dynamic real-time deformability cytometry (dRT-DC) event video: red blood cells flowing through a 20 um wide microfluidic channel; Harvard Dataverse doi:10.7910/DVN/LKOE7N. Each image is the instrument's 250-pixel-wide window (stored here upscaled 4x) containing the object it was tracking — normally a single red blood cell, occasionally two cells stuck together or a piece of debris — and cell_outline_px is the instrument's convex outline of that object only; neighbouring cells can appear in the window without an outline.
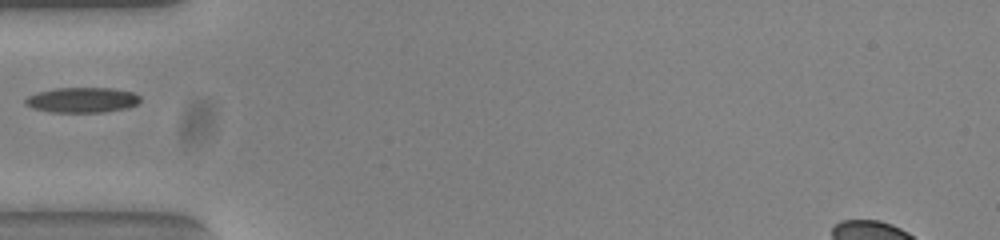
{"species": "common noctule bat (a hibernating species)", "species_latin": "Nyctalus noctula", "temperature_condition": "warm", "stored_images_in_passage": 36, "camera_frame_rate_fps": 3000, "um_per_image_px": 0.085, "animal": {"sex": "female", "body_mass_g": 23.0, "forearm_length_mm": 53.4}, "frame": {"image": 1, "passage_image": 1, "time_ms": 0.0, "image_size_px": [1000, 240], "cell_outline_px": [[140, 100], [136, 104], [128, 108], [104, 112], [52, 112], [32, 108], [24, 104], [24, 100], [28, 96], [36, 92], [56, 88], [112, 88], [132, 92], [140, 96]], "centroid_in_image_um": [6.96, 8.5], "position_along_channel_um": 78.0, "area_um2": 16.94}}
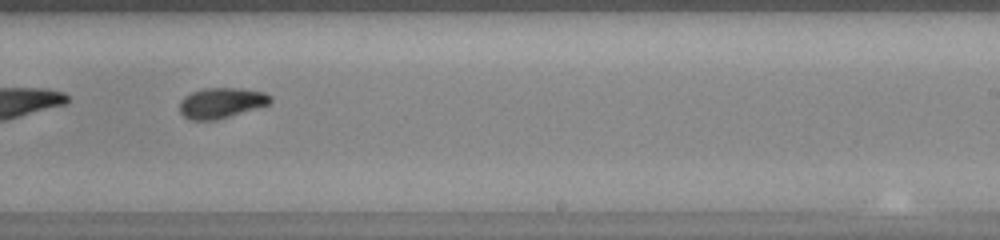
{"frame": {"image": 2, "passage_image": 16, "time_ms": 5.0, "image_size_px": [1000, 240], "cell_outline_px": [[272, 100], [268, 104], [256, 108], [216, 120], [188, 120], [180, 112], [180, 100], [184, 96], [192, 92], [204, 88], [240, 88], [264, 92], [272, 96]], "centroid_in_image_um": [18.79, 8.74], "position_along_channel_um": 270.2, "area_um2": 16.07}}
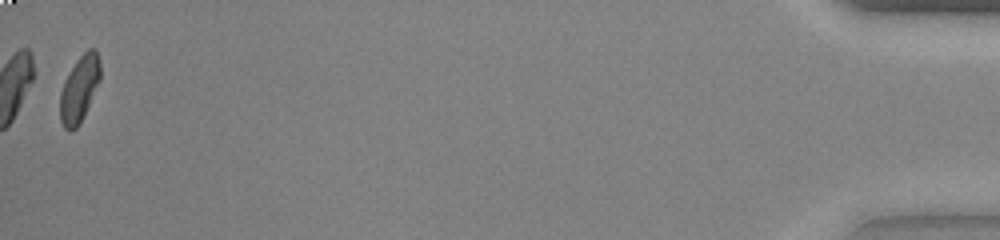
{"frame": {"image": 3, "passage_image": 36, "time_ms": 11.667, "image_size_px": [1000, 240], "cell_outline_px": [[100, 80], [76, 128], [68, 132], [64, 128], [60, 120], [60, 92], [64, 80], [76, 60], [88, 48], [96, 48], [100, 64]], "centroid_in_image_um": [6.73, 7.52], "position_along_channel_um": 428.5, "area_um2": 15.26}}